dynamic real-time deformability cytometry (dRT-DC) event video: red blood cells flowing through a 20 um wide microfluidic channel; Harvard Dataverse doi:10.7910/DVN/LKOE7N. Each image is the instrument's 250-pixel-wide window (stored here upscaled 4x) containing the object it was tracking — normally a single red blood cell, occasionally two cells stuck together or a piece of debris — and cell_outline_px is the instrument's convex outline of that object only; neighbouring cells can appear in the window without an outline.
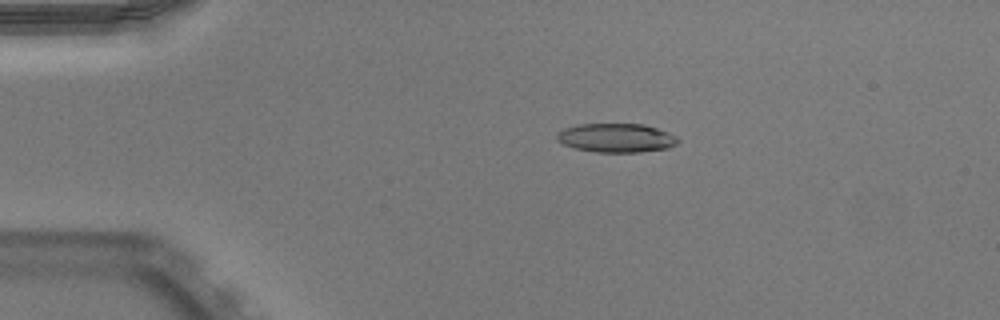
{"species": "Egyptian fruit bat (a non-hibernating species)", "species_latin": "Rousettus aegyptiacus", "temperature_condition": "warm", "stored_images_in_passage": 49, "camera_frame_rate_fps": 3000, "um_per_image_px": 0.085, "animal": {"sex": "male"}, "frame": {"image": 1, "passage_image": 8, "time_ms": 2.333, "image_size_px": [1000, 320], "cell_outline_px": [[680, 140], [676, 144], [668, 148], [640, 152], [596, 152], [576, 148], [564, 144], [556, 140], [556, 132], [564, 128], [580, 124], [644, 124], [668, 132], [676, 136]], "centroid_in_image_um": [52.38, 11.72], "position_along_channel_um": 32.6, "area_um2": 20.4}}
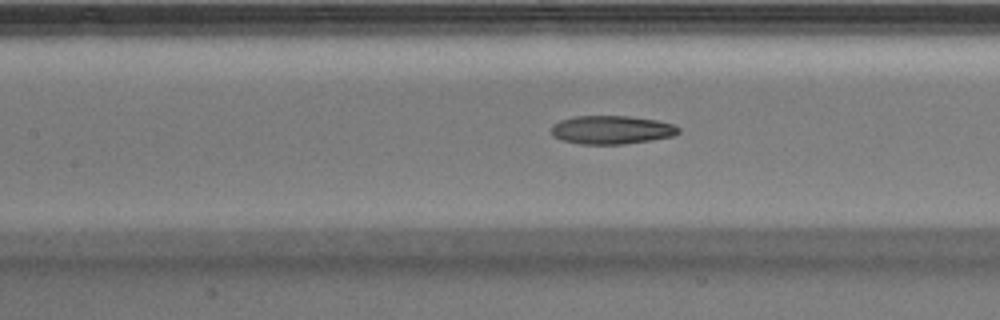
{"frame": {"image": 2, "passage_image": 21, "time_ms": 6.667, "image_size_px": [1000, 320], "cell_outline_px": [[680, 132], [672, 136], [624, 144], [580, 144], [564, 140], [552, 136], [552, 124], [560, 120], [576, 116], [628, 116], [656, 120], [672, 124], [680, 128]], "centroid_in_image_um": [51.96, 11.03], "position_along_channel_um": 155.4, "area_um2": 20.92}}
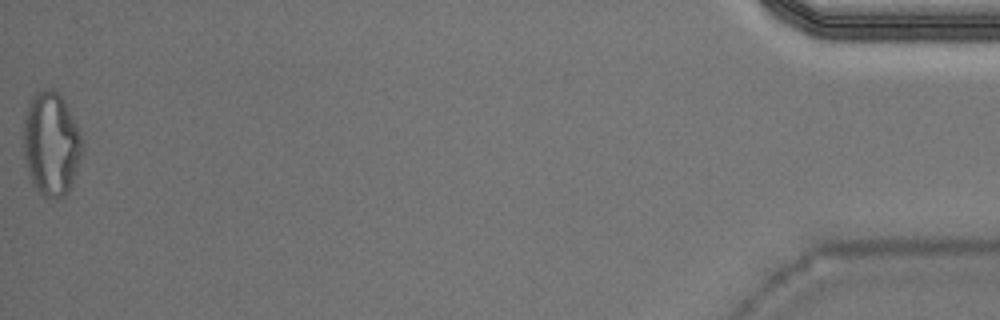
{"frame": {"image": 3, "passage_image": 49, "time_ms": 16.0, "image_size_px": [1000, 320], "cell_outline_px": [[84, 148], [72, 180], [64, 196], [56, 200], [44, 196], [32, 184], [24, 160], [24, 120], [28, 104], [32, 96], [36, 92], [44, 88], [48, 88], [56, 92], [60, 96], [76, 124], [84, 140]], "centroid_in_image_um": [4.34, 12.24], "position_along_channel_um": 430.9, "area_um2": 35.26}, "authors_computed_cell_mechanics": {"area_um2": 21.4438, "velocity_mm_per_s": 3.9555, "shape_relaxation_time_tau1_ms": null, "shape_relaxation_time_tau2_ms": 2.6265, "deformation_change_tau1": null, "deformation_change_tau2": 0.1124}}